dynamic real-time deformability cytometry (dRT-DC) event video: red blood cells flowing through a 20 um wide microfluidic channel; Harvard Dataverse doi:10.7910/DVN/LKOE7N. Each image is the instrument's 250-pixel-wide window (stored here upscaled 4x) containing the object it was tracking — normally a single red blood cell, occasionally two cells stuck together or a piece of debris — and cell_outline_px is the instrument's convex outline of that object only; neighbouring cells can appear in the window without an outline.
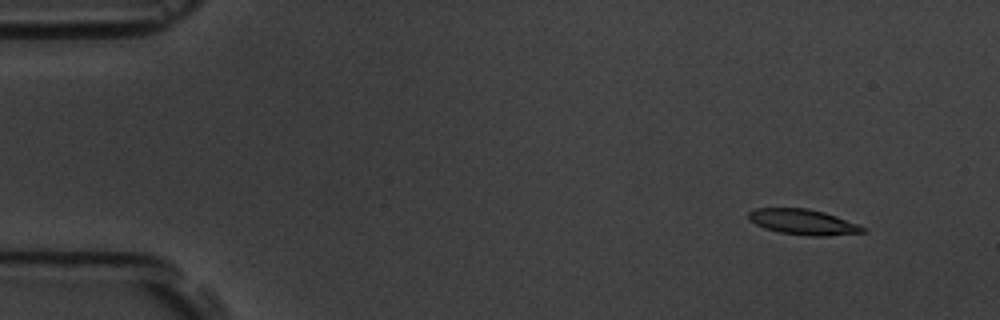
{"species": "common noctule bat (a hibernating species)", "species_latin": "Nyctalus noctula", "temperature_condition": "room temperature", "stored_images_in_passage": 5, "camera_frame_rate_fps": 3000, "um_per_image_px": 0.085, "animal": {"sex": "male", "body_mass_g": 19.5, "forearm_length_mm": 54.6}, "frame": {"image": 1, "passage_image": 2, "time_ms": 1.0, "image_size_px": [1000, 320], "cell_outline_px": [[864, 232], [824, 236], [808, 236], [780, 232], [764, 228], [748, 220], [748, 212], [756, 208], [808, 208], [824, 212], [836, 216], [856, 224], [864, 228]], "centroid_in_image_um": [68.2, 18.86], "position_along_channel_um": 16.8, "area_um2": 16.76}}
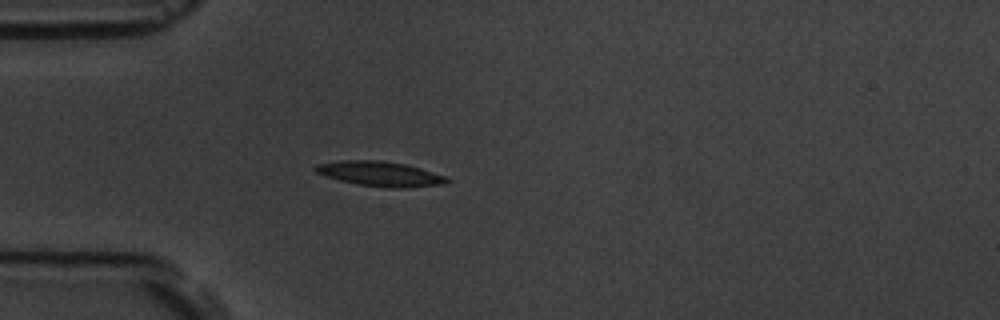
{"frame": {"image": 2, "passage_image": 5, "time_ms": 4.667, "image_size_px": [1000, 320], "cell_outline_px": [[452, 180], [444, 184], [400, 188], [388, 188], [356, 184], [324, 176], [316, 172], [312, 168], [316, 164], [340, 160], [380, 160], [408, 164], [448, 176]], "centroid_in_image_um": [32.33, 14.77], "position_along_channel_um": 52.7, "area_um2": 19.36}}